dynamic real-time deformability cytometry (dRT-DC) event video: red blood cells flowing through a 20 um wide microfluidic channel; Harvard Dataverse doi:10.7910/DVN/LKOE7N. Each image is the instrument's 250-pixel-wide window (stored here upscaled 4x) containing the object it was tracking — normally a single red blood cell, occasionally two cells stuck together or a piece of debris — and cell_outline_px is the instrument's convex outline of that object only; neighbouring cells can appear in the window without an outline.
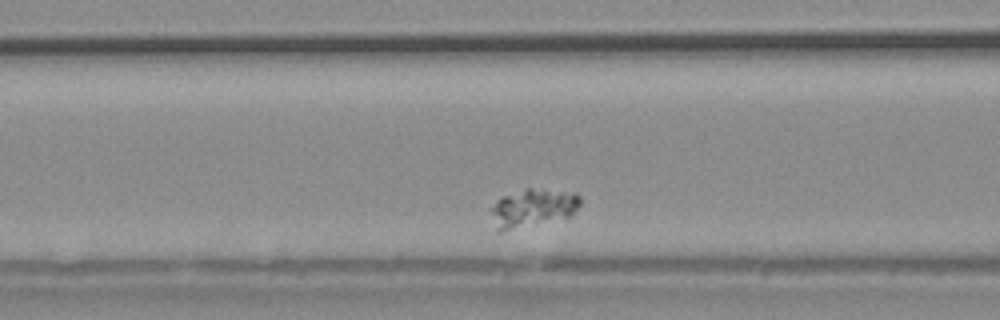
{"species": "common noctule bat (a hibernating species)", "species_latin": "Nyctalus noctula", "temperature_condition": "warm", "stored_images_in_passage": 25, "camera_frame_rate_fps": 3000, "um_per_image_px": 0.085, "animal": {"sex": "male", "body_mass_g": 20.4}, "frame": {"image": 1, "passage_image": 8, "time_ms": 2.333, "image_size_px": [1000, 320], "cell_outline_px": [[580, 204], [568, 216], [500, 232], [496, 232], [488, 208], [496, 200], [504, 196], [524, 188], [532, 188], [576, 192], [580, 196]], "centroid_in_image_um": [45.2, 17.65], "position_along_channel_um": 121.4, "area_um2": 19.83}}